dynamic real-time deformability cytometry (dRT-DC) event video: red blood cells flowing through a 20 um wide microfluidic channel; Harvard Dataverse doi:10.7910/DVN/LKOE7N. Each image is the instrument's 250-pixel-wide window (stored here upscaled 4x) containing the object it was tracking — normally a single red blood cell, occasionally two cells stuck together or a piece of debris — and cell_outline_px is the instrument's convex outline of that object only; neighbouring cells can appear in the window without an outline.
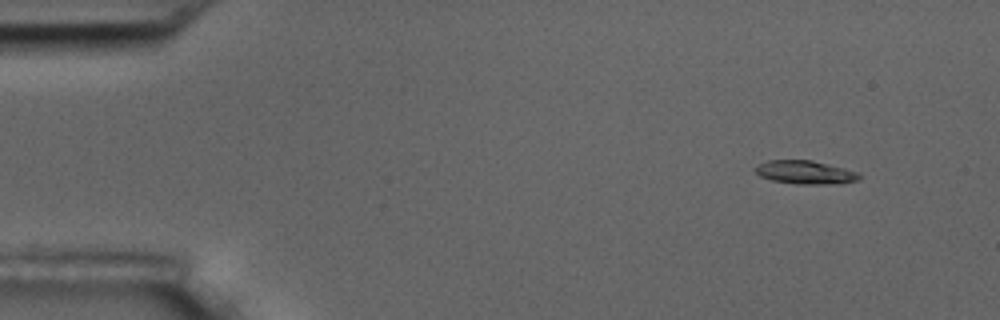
{"species": "common noctule bat (a hibernating species)", "species_latin": "Nyctalus noctula", "temperature_condition": "room temperature", "stored_images_in_passage": 15, "camera_frame_rate_fps": 3000, "um_per_image_px": 0.085, "animal": {"sex": "male", "body_mass_g": 17.5, "forearm_length_mm": 52.3}, "frame": {"image": 1, "passage_image": 2, "time_ms": 1.333, "image_size_px": [1000, 320], "cell_outline_px": [[860, 180], [840, 184], [800, 184], [772, 180], [760, 176], [756, 172], [756, 164], [768, 160], [812, 160], [860, 172]], "centroid_in_image_um": [68.49, 14.65], "position_along_channel_um": 16.5, "area_um2": 14.28}}
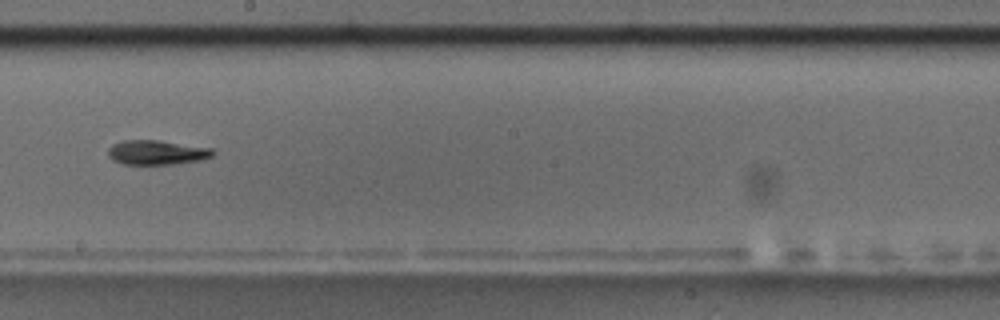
{"frame": {"image": 2, "passage_image": 9, "time_ms": 10.333, "image_size_px": [1000, 320], "cell_outline_px": [[216, 152], [212, 156], [200, 160], [176, 164], [120, 164], [112, 160], [108, 156], [108, 148], [112, 144], [124, 140], [160, 140], [212, 148]], "centroid_in_image_um": [13.31, 12.96], "position_along_channel_um": 234.9, "area_um2": 15.14}}
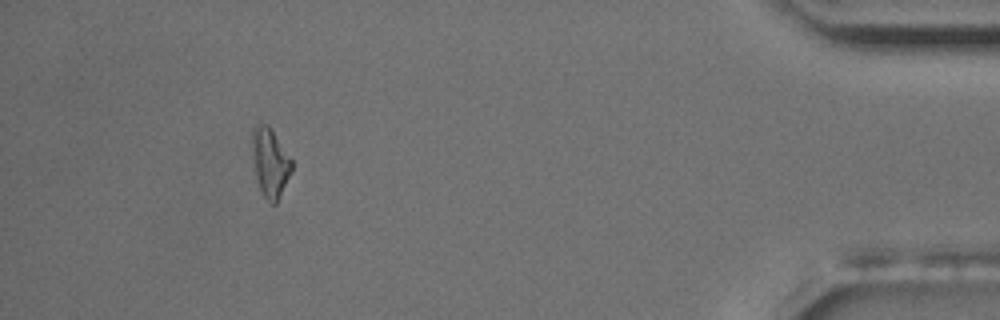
{"frame": {"image": 3, "passage_image": 14, "time_ms": 17.0, "image_size_px": [1000, 320], "cell_outline_px": [[292, 172], [276, 204], [272, 204], [264, 196], [260, 188], [256, 176], [252, 160], [252, 128], [256, 124], [268, 124], [272, 128], [292, 160]], "centroid_in_image_um": [22.96, 13.78], "position_along_channel_um": 412.2, "area_um2": 16.01}, "authors_computed_cell_mechanics": {"area_um2": 14.6234, "velocity_mm_per_s": 3.5522, "shape_relaxation_time_tau1_ms": 5.5736, "shape_relaxation_time_tau2_ms": 7.7038, "deformation_change_tau1": 0.1359, "deformation_change_tau2": 0.1715}}